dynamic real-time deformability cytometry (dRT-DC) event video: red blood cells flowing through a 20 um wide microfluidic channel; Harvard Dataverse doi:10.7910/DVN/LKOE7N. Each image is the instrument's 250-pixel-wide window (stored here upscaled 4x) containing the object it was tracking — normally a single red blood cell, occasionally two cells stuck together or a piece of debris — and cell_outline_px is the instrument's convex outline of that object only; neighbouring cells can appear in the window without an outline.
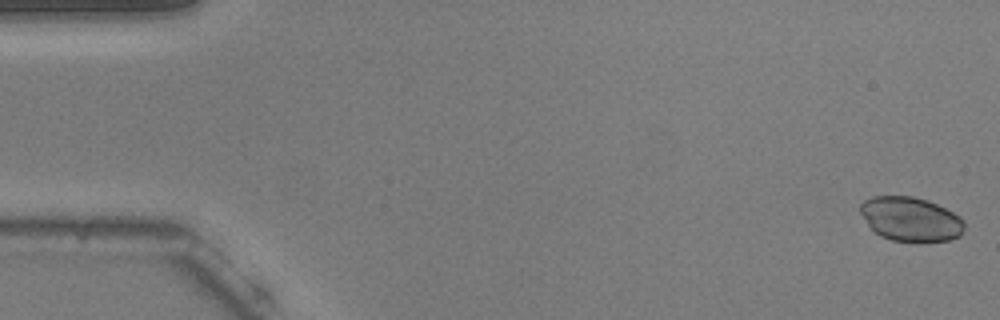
{"species": "common noctule bat (a hibernating species)", "species_latin": "Nyctalus noctula", "temperature_condition": "warm", "stored_images_in_passage": 54, "camera_frame_rate_fps": 3000, "um_per_image_px": 0.085, "animal": {"sex": "male", "body_mass_g": 20.5, "forearm_length_mm": 52.5}, "frame": {"image": 1, "passage_image": 1, "time_ms": 0.0, "image_size_px": [1000, 320], "cell_outline_px": [[964, 228], [960, 236], [948, 240], [920, 244], [916, 244], [892, 240], [880, 236], [868, 224], [860, 212], [860, 204], [864, 200], [872, 196], [912, 196], [928, 200], [960, 216], [964, 220]], "centroid_in_image_um": [77.42, 18.66], "position_along_channel_um": 7.6, "area_um2": 27.28}}
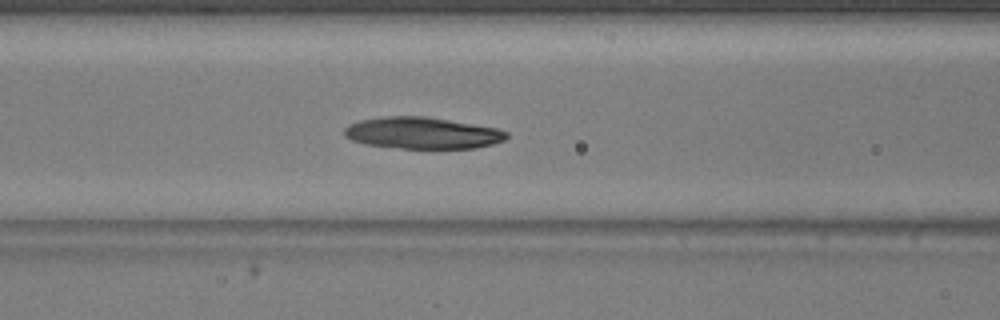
{"frame": {"image": 2, "passage_image": 22, "time_ms": 7.0, "image_size_px": [1000, 320], "cell_outline_px": [[508, 136], [504, 140], [492, 144], [476, 148], [400, 148], [364, 144], [352, 140], [344, 136], [344, 128], [348, 124], [360, 120], [384, 116], [428, 116], [496, 128], [508, 132]], "centroid_in_image_um": [35.87, 11.3], "position_along_channel_um": 130.7, "area_um2": 29.94}}
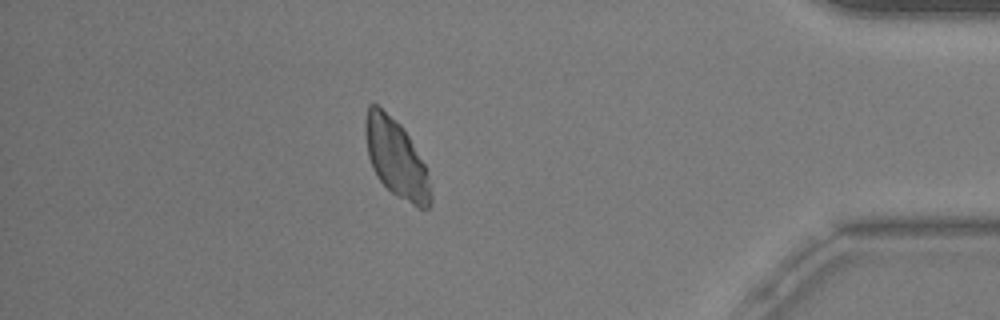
{"frame": {"image": 3, "passage_image": 47, "time_ms": 15.333, "image_size_px": [1000, 320], "cell_outline_px": [[432, 200], [428, 208], [416, 208], [396, 196], [376, 176], [372, 168], [368, 156], [364, 132], [364, 120], [368, 104], [376, 104], [400, 124], [408, 136], [424, 164], [432, 196]], "centroid_in_image_um": [33.64, 13.47], "position_along_channel_um": 401.6, "area_um2": 29.54}, "authors_computed_cell_mechanics": {"area_um2": 29.9115, "velocity_mm_per_s": 3.7501, "shape_relaxation_time_tau1_ms": 4.0542, "shape_relaxation_time_tau2_ms": null, "deformation_change_tau1": 0.044, "deformation_change_tau2": null}}